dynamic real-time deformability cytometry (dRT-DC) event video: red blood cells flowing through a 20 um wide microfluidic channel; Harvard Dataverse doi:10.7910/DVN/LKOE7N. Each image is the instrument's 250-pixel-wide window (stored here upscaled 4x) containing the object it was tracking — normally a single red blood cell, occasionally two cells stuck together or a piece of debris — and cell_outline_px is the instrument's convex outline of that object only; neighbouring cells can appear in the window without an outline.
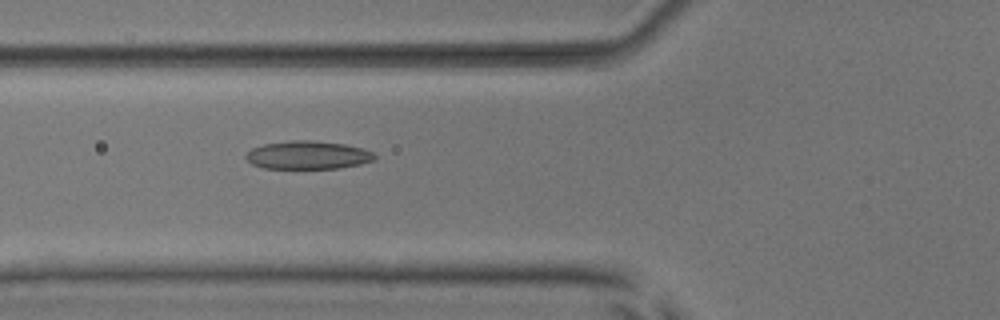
{"species": "common noctule bat (a hibernating species)", "species_latin": "Nyctalus noctula", "temperature_condition": "room temperature", "stored_images_in_passage": 7, "camera_frame_rate_fps": 3000, "um_per_image_px": 0.085, "animal": {"sex": "male", "body_mass_g": 17.9, "forearm_length_mm": 54.2}, "frame": {"image": 1, "passage_image": 7, "time_ms": 7.0, "image_size_px": [1000, 320], "cell_outline_px": [[376, 160], [360, 164], [340, 168], [264, 168], [252, 164], [244, 156], [252, 148], [264, 144], [292, 140], [312, 140], [344, 144], [364, 148], [372, 152], [376, 156]], "centroid_in_image_um": [26.19, 13.18], "position_along_channel_um": 99.6, "area_um2": 21.15}}